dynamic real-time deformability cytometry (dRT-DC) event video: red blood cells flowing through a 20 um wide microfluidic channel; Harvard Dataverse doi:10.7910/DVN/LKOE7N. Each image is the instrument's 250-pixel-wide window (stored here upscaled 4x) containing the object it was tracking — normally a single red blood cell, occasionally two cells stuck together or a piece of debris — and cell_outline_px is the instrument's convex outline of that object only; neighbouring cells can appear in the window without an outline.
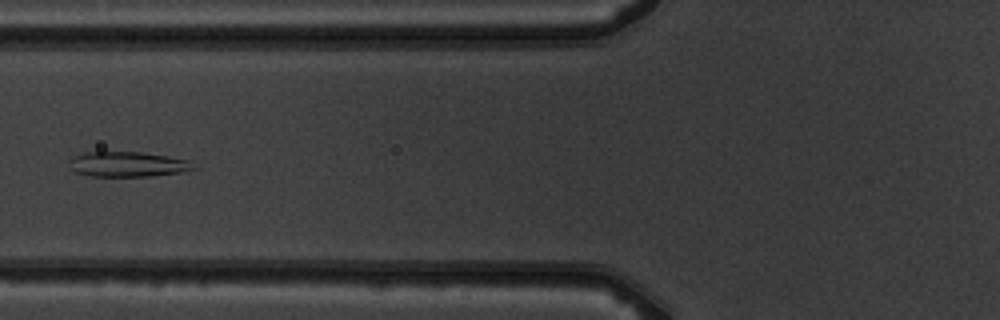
{"species": "common noctule bat (a hibernating species)", "species_latin": "Nyctalus noctula", "temperature_condition": "warm", "stored_images_in_passage": 7, "camera_frame_rate_fps": 3000, "um_per_image_px": 0.085, "animal": {"sex": "male", "body_mass_g": 19.5, "forearm_length_mm": 54.6}, "frame": {"image": 1, "passage_image": 5, "time_ms": 5.667, "image_size_px": [1000, 320], "cell_outline_px": [[196, 168], [180, 172], [152, 176], [92, 176], [76, 172], [68, 168], [68, 160], [72, 156], [84, 152], [140, 152], [168, 156], [188, 160]], "centroid_in_image_um": [10.77, 13.96], "position_along_channel_um": 115.0, "area_um2": 18.21}}
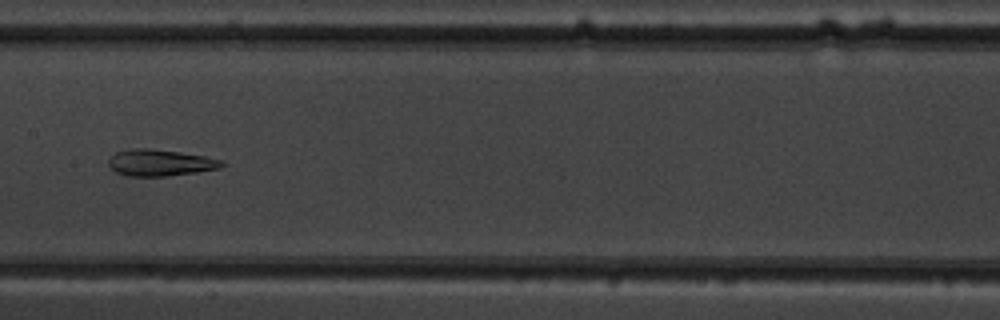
{"frame": {"image": 2, "passage_image": 7, "time_ms": 7.667, "image_size_px": [1000, 320], "cell_outline_px": [[228, 164], [220, 168], [196, 172], [164, 176], [128, 176], [116, 172], [108, 164], [108, 160], [116, 152], [132, 148], [152, 148], [180, 152], [204, 156], [224, 160]], "centroid_in_image_um": [13.65, 13.82], "position_along_channel_um": 193.8, "area_um2": 17.57}}